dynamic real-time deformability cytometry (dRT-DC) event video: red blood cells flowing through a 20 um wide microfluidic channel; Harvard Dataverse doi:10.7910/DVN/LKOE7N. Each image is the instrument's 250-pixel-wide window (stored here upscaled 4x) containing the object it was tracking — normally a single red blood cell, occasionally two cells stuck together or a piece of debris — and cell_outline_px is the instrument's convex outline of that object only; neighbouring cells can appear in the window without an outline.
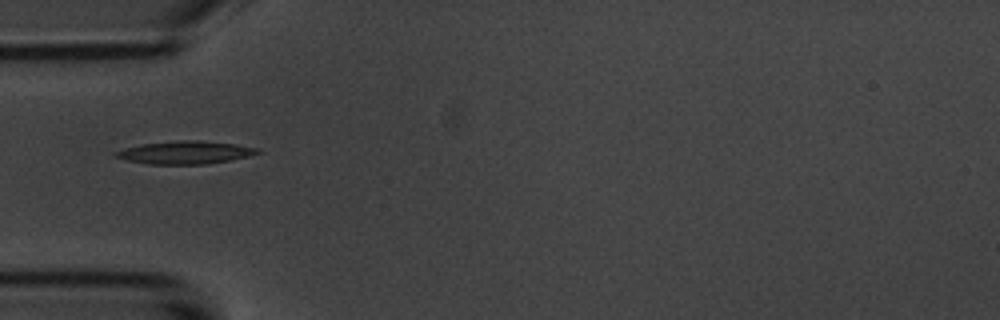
{"species": "common noctule bat (a hibernating species)", "species_latin": "Nyctalus noctula", "temperature_condition": "room temperature", "stored_images_in_passage": 11, "camera_frame_rate_fps": 3000, "um_per_image_px": 0.085, "animal": {"sex": "male", "body_mass_g": 20.1, "forearm_length_mm": 53.5}, "frame": {"image": 1, "passage_image": 1, "time_ms": 0.0, "image_size_px": [1000, 320], "cell_outline_px": [[264, 152], [248, 156], [208, 164], [148, 164], [128, 160], [112, 156], [112, 152], [124, 148], [144, 144], [184, 140], [196, 140], [236, 144], [256, 148]], "centroid_in_image_um": [15.72, 12.96], "position_along_channel_um": 69.3, "area_um2": 18.73}}
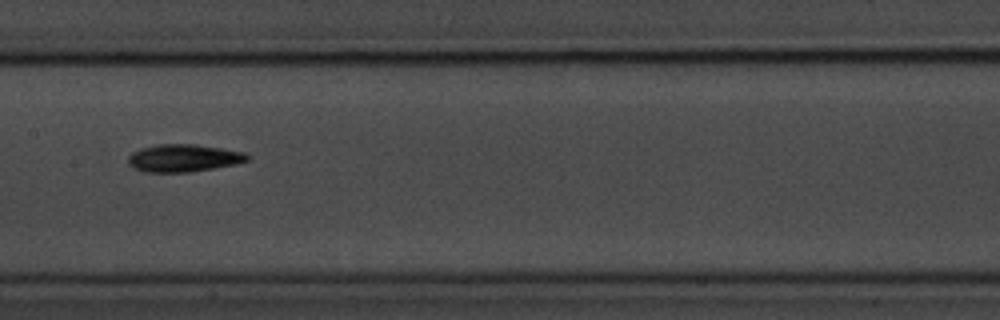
{"frame": {"image": 2, "passage_image": 4, "time_ms": 3.333, "image_size_px": [1000, 320], "cell_outline_px": [[248, 160], [236, 164], [192, 172], [144, 172], [128, 164], [128, 156], [132, 152], [140, 148], [160, 144], [196, 144], [244, 152], [248, 156]], "centroid_in_image_um": [15.58, 13.43], "position_along_channel_um": 191.8, "area_um2": 19.07}}
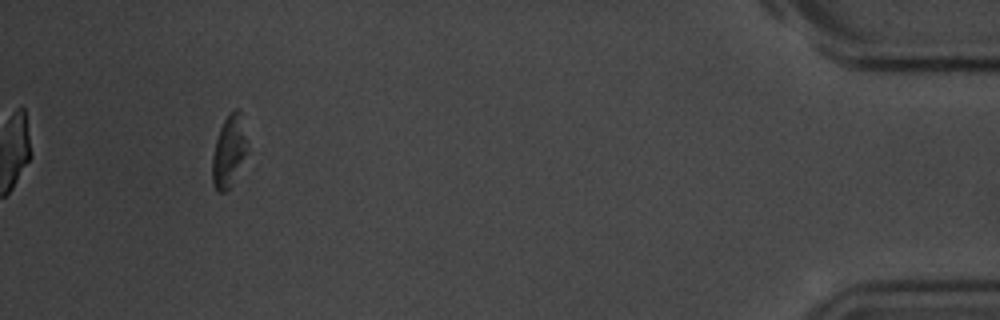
{"frame": {"image": 3, "passage_image": 10, "time_ms": 11.333, "image_size_px": [1000, 320], "cell_outline_px": [[248, 152], [228, 188], [224, 192], [220, 192], [212, 184], [212, 156], [216, 140], [220, 128], [228, 112], [232, 108], [236, 108], [240, 112]], "centroid_in_image_um": [19.44, 12.82], "position_along_channel_um": 415.8, "area_um2": 14.28}, "authors_computed_cell_mechanics": {"area_um2": 17.9758, "velocity_mm_per_s": 3.6521, "shape_relaxation_time_tau1_ms": 8.7253, "shape_relaxation_time_tau2_ms": null, "deformation_change_tau1": 0.1877, "deformation_change_tau2": null}}